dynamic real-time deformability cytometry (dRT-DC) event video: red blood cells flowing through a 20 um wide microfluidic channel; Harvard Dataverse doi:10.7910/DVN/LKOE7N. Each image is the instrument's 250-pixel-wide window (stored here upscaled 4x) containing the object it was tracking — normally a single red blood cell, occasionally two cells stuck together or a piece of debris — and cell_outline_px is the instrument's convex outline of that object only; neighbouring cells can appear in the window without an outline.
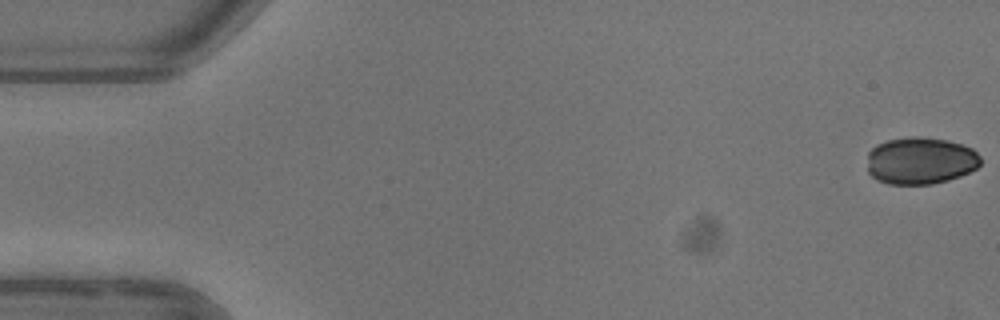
{"species": "common noctule bat (a hibernating species)", "species_latin": "Nyctalus noctula", "temperature_condition": "warm", "stored_images_in_passage": 5, "camera_frame_rate_fps": 3000, "um_per_image_px": 0.085, "animal": {"sex": "female"}, "frame": {"image": 1, "passage_image": 1, "time_ms": 0.0, "image_size_px": [1000, 320], "cell_outline_px": [[980, 164], [976, 168], [960, 176], [948, 180], [932, 184], [888, 184], [876, 180], [868, 172], [868, 152], [876, 144], [888, 140], [912, 136], [920, 136], [944, 140], [960, 144], [972, 148], [980, 156]], "centroid_in_image_um": [78.21, 13.66], "position_along_channel_um": 6.8, "area_um2": 31.15}}
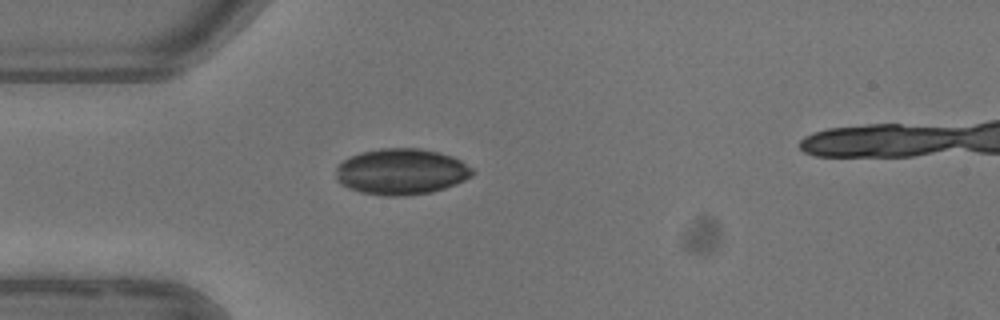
{"frame": {"image": 2, "passage_image": 5, "time_ms": 4.667, "image_size_px": [1000, 320], "cell_outline_px": [[472, 176], [456, 184], [432, 192], [404, 196], [384, 196], [360, 192], [348, 188], [340, 184], [336, 180], [336, 168], [344, 160], [360, 152], [380, 148], [420, 148], [440, 152], [452, 156], [460, 160], [472, 168]], "centroid_in_image_um": [34.1, 14.59], "position_along_channel_um": 50.9, "area_um2": 36.76}}